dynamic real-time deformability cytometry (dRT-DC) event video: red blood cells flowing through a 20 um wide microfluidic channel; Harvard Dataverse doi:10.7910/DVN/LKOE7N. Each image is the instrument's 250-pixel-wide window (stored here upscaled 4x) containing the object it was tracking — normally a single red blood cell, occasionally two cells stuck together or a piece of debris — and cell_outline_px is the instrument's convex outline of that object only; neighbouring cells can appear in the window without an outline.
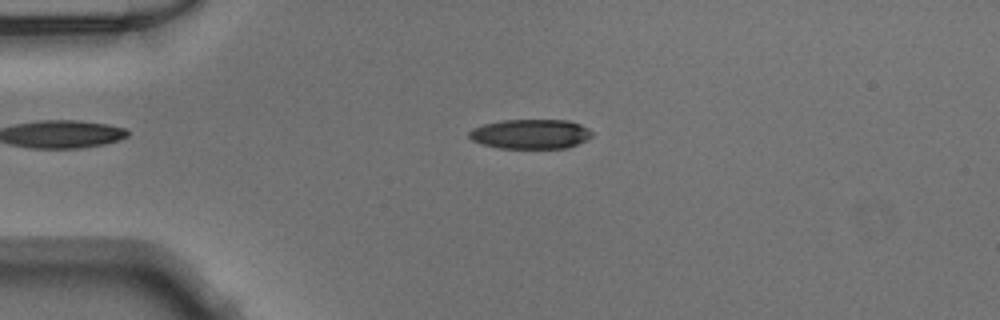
{"species": "Egyptian fruit bat (a non-hibernating species)", "species_latin": "Rousettus aegyptiacus", "temperature_condition": "warm", "stored_images_in_passage": 49, "camera_frame_rate_fps": 3000, "um_per_image_px": 0.085, "animal": {"sex": "male"}, "frame": {"image": 1, "passage_image": 11, "time_ms": 3.333, "image_size_px": [1000, 320], "cell_outline_px": [[592, 136], [588, 140], [564, 148], [500, 148], [484, 144], [472, 140], [468, 136], [468, 132], [472, 128], [484, 124], [500, 120], [568, 120], [580, 124], [588, 128], [592, 132]], "centroid_in_image_um": [45.1, 11.38], "position_along_channel_um": 39.9, "area_um2": 21.21}}
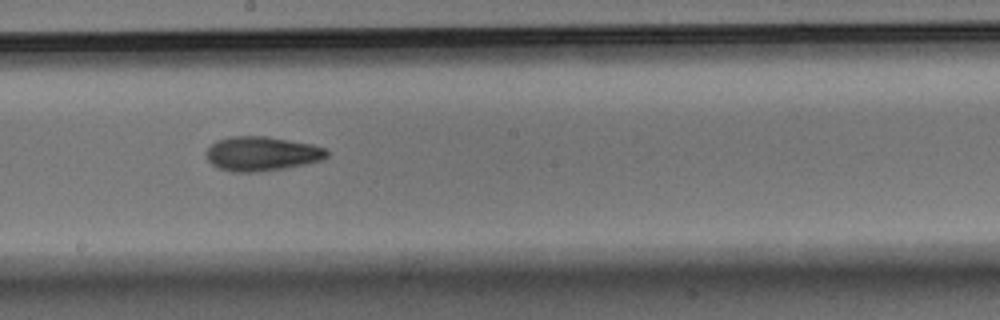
{"frame": {"image": 2, "passage_image": 27, "time_ms": 8.667, "image_size_px": [1000, 320], "cell_outline_px": [[328, 156], [324, 160], [284, 168], [256, 172], [232, 172], [220, 168], [212, 164], [208, 160], [204, 152], [216, 140], [232, 136], [268, 136], [312, 144], [328, 148]], "centroid_in_image_um": [22.27, 13.05], "position_along_channel_um": 225.9, "area_um2": 24.33}}
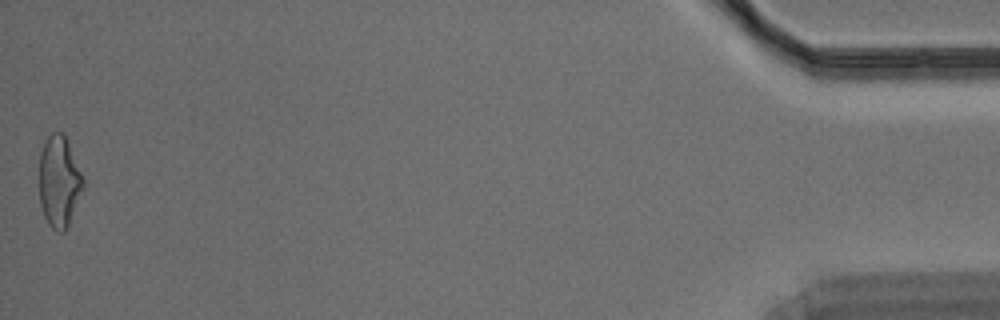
{"frame": {"image": 3, "passage_image": 49, "time_ms": 16.0, "image_size_px": [1000, 320], "cell_outline_px": [[84, 188], [68, 228], [64, 232], [60, 232], [52, 228], [48, 224], [44, 216], [40, 204], [40, 152], [48, 136], [52, 132], [64, 132], [84, 180]], "centroid_in_image_um": [5.04, 15.46], "position_along_channel_um": 430.2, "area_um2": 23.47}}